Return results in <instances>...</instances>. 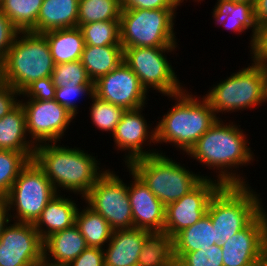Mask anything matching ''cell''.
Wrapping results in <instances>:
<instances>
[{
  "mask_svg": "<svg viewBox=\"0 0 267 266\" xmlns=\"http://www.w3.org/2000/svg\"><path fill=\"white\" fill-rule=\"evenodd\" d=\"M240 126L233 121L228 123L225 120L224 123L222 118L218 119L186 154L203 167L213 170L217 175L215 180L223 186L249 185L247 178L240 171L238 174L237 169L251 165L255 155L249 147L248 136Z\"/></svg>",
  "mask_w": 267,
  "mask_h": 266,
  "instance_id": "1",
  "label": "cell"
},
{
  "mask_svg": "<svg viewBox=\"0 0 267 266\" xmlns=\"http://www.w3.org/2000/svg\"><path fill=\"white\" fill-rule=\"evenodd\" d=\"M60 143L36 146L33 160L44 171L57 193L66 190L67 193L80 195L83 200L106 169L99 167L101 163L93 153L90 155L80 147L69 148Z\"/></svg>",
  "mask_w": 267,
  "mask_h": 266,
  "instance_id": "2",
  "label": "cell"
},
{
  "mask_svg": "<svg viewBox=\"0 0 267 266\" xmlns=\"http://www.w3.org/2000/svg\"><path fill=\"white\" fill-rule=\"evenodd\" d=\"M167 97L176 102L158 123L156 121V144L169 143L184 155L220 119V114L216 115L203 96L187 89Z\"/></svg>",
  "mask_w": 267,
  "mask_h": 266,
  "instance_id": "3",
  "label": "cell"
},
{
  "mask_svg": "<svg viewBox=\"0 0 267 266\" xmlns=\"http://www.w3.org/2000/svg\"><path fill=\"white\" fill-rule=\"evenodd\" d=\"M251 62L226 79L219 80L203 96L216 115L256 109L257 105L267 102L266 64L255 60Z\"/></svg>",
  "mask_w": 267,
  "mask_h": 266,
  "instance_id": "4",
  "label": "cell"
},
{
  "mask_svg": "<svg viewBox=\"0 0 267 266\" xmlns=\"http://www.w3.org/2000/svg\"><path fill=\"white\" fill-rule=\"evenodd\" d=\"M260 193L250 185L222 186L211 198L207 215L216 232V244H222L247 227L263 210Z\"/></svg>",
  "mask_w": 267,
  "mask_h": 266,
  "instance_id": "5",
  "label": "cell"
},
{
  "mask_svg": "<svg viewBox=\"0 0 267 266\" xmlns=\"http://www.w3.org/2000/svg\"><path fill=\"white\" fill-rule=\"evenodd\" d=\"M127 167L165 206L189 193L204 178H212L195 174L180 162L166 156L165 152L137 159Z\"/></svg>",
  "mask_w": 267,
  "mask_h": 266,
  "instance_id": "6",
  "label": "cell"
},
{
  "mask_svg": "<svg viewBox=\"0 0 267 266\" xmlns=\"http://www.w3.org/2000/svg\"><path fill=\"white\" fill-rule=\"evenodd\" d=\"M54 66L46 37L19 31L5 56L6 82L21 93L33 81L51 77Z\"/></svg>",
  "mask_w": 267,
  "mask_h": 266,
  "instance_id": "7",
  "label": "cell"
},
{
  "mask_svg": "<svg viewBox=\"0 0 267 266\" xmlns=\"http://www.w3.org/2000/svg\"><path fill=\"white\" fill-rule=\"evenodd\" d=\"M177 9H122L120 43L130 47L178 46L174 31Z\"/></svg>",
  "mask_w": 267,
  "mask_h": 266,
  "instance_id": "8",
  "label": "cell"
},
{
  "mask_svg": "<svg viewBox=\"0 0 267 266\" xmlns=\"http://www.w3.org/2000/svg\"><path fill=\"white\" fill-rule=\"evenodd\" d=\"M57 194L44 171L34 160H30L5 197L10 220L34 224Z\"/></svg>",
  "mask_w": 267,
  "mask_h": 266,
  "instance_id": "9",
  "label": "cell"
},
{
  "mask_svg": "<svg viewBox=\"0 0 267 266\" xmlns=\"http://www.w3.org/2000/svg\"><path fill=\"white\" fill-rule=\"evenodd\" d=\"M177 48V46L123 48L124 63L138 76L141 85L148 93L150 90H155L162 94L161 96H172L185 89L166 55L174 50L177 51Z\"/></svg>",
  "mask_w": 267,
  "mask_h": 266,
  "instance_id": "10",
  "label": "cell"
},
{
  "mask_svg": "<svg viewBox=\"0 0 267 266\" xmlns=\"http://www.w3.org/2000/svg\"><path fill=\"white\" fill-rule=\"evenodd\" d=\"M84 200L109 223L113 230L133 228L128 184L109 168L97 180Z\"/></svg>",
  "mask_w": 267,
  "mask_h": 266,
  "instance_id": "11",
  "label": "cell"
},
{
  "mask_svg": "<svg viewBox=\"0 0 267 266\" xmlns=\"http://www.w3.org/2000/svg\"><path fill=\"white\" fill-rule=\"evenodd\" d=\"M26 116L27 134L35 146L61 142L70 123L76 119L55 99L42 101L19 99Z\"/></svg>",
  "mask_w": 267,
  "mask_h": 266,
  "instance_id": "12",
  "label": "cell"
},
{
  "mask_svg": "<svg viewBox=\"0 0 267 266\" xmlns=\"http://www.w3.org/2000/svg\"><path fill=\"white\" fill-rule=\"evenodd\" d=\"M12 223L0 236V266H43V240L34 225Z\"/></svg>",
  "mask_w": 267,
  "mask_h": 266,
  "instance_id": "13",
  "label": "cell"
},
{
  "mask_svg": "<svg viewBox=\"0 0 267 266\" xmlns=\"http://www.w3.org/2000/svg\"><path fill=\"white\" fill-rule=\"evenodd\" d=\"M147 95L138 76L124 62L94 82V96L125 110L145 107Z\"/></svg>",
  "mask_w": 267,
  "mask_h": 266,
  "instance_id": "14",
  "label": "cell"
},
{
  "mask_svg": "<svg viewBox=\"0 0 267 266\" xmlns=\"http://www.w3.org/2000/svg\"><path fill=\"white\" fill-rule=\"evenodd\" d=\"M222 186L214 178H204L182 198L166 205L164 231L174 237L198 222L206 215L211 198Z\"/></svg>",
  "mask_w": 267,
  "mask_h": 266,
  "instance_id": "15",
  "label": "cell"
},
{
  "mask_svg": "<svg viewBox=\"0 0 267 266\" xmlns=\"http://www.w3.org/2000/svg\"><path fill=\"white\" fill-rule=\"evenodd\" d=\"M144 108L126 110L122 115L121 121L116 126L115 132L112 134L115 143L114 148L121 151V153L123 151L125 153L123 155L125 160L123 159V161L126 166L137 159L159 152L163 153V151L154 148L143 150L145 148L144 145H150L149 147H151V145L156 144L155 126L152 128V124L147 123L145 115L141 114Z\"/></svg>",
  "mask_w": 267,
  "mask_h": 266,
  "instance_id": "16",
  "label": "cell"
},
{
  "mask_svg": "<svg viewBox=\"0 0 267 266\" xmlns=\"http://www.w3.org/2000/svg\"><path fill=\"white\" fill-rule=\"evenodd\" d=\"M266 211L264 209L247 227L221 244L223 266H254L264 255Z\"/></svg>",
  "mask_w": 267,
  "mask_h": 266,
  "instance_id": "17",
  "label": "cell"
},
{
  "mask_svg": "<svg viewBox=\"0 0 267 266\" xmlns=\"http://www.w3.org/2000/svg\"><path fill=\"white\" fill-rule=\"evenodd\" d=\"M132 181L128 183V196L132 208L133 227L147 231H164L165 205L142 180L127 166Z\"/></svg>",
  "mask_w": 267,
  "mask_h": 266,
  "instance_id": "18",
  "label": "cell"
},
{
  "mask_svg": "<svg viewBox=\"0 0 267 266\" xmlns=\"http://www.w3.org/2000/svg\"><path fill=\"white\" fill-rule=\"evenodd\" d=\"M87 247L75 224L55 232L43 240V266H67Z\"/></svg>",
  "mask_w": 267,
  "mask_h": 266,
  "instance_id": "19",
  "label": "cell"
},
{
  "mask_svg": "<svg viewBox=\"0 0 267 266\" xmlns=\"http://www.w3.org/2000/svg\"><path fill=\"white\" fill-rule=\"evenodd\" d=\"M149 232L135 227L114 230L103 248L104 266H137L145 236Z\"/></svg>",
  "mask_w": 267,
  "mask_h": 266,
  "instance_id": "20",
  "label": "cell"
},
{
  "mask_svg": "<svg viewBox=\"0 0 267 266\" xmlns=\"http://www.w3.org/2000/svg\"><path fill=\"white\" fill-rule=\"evenodd\" d=\"M212 17L216 25H220L231 32L246 33L245 31L251 30L250 51L258 35V27L254 17V5L246 2H234L232 0H217L214 8L212 9Z\"/></svg>",
  "mask_w": 267,
  "mask_h": 266,
  "instance_id": "21",
  "label": "cell"
},
{
  "mask_svg": "<svg viewBox=\"0 0 267 266\" xmlns=\"http://www.w3.org/2000/svg\"><path fill=\"white\" fill-rule=\"evenodd\" d=\"M67 197H65V194L60 195L58 193L48 202L37 221L33 224L42 240L75 224V217L79 207L71 196Z\"/></svg>",
  "mask_w": 267,
  "mask_h": 266,
  "instance_id": "22",
  "label": "cell"
},
{
  "mask_svg": "<svg viewBox=\"0 0 267 266\" xmlns=\"http://www.w3.org/2000/svg\"><path fill=\"white\" fill-rule=\"evenodd\" d=\"M35 149L27 134L25 111L19 102L0 118V150L34 153Z\"/></svg>",
  "mask_w": 267,
  "mask_h": 266,
  "instance_id": "23",
  "label": "cell"
},
{
  "mask_svg": "<svg viewBox=\"0 0 267 266\" xmlns=\"http://www.w3.org/2000/svg\"><path fill=\"white\" fill-rule=\"evenodd\" d=\"M79 0H43L36 33L78 27Z\"/></svg>",
  "mask_w": 267,
  "mask_h": 266,
  "instance_id": "24",
  "label": "cell"
},
{
  "mask_svg": "<svg viewBox=\"0 0 267 266\" xmlns=\"http://www.w3.org/2000/svg\"><path fill=\"white\" fill-rule=\"evenodd\" d=\"M43 35L48 41L55 64L81 60L85 42L79 27L52 30Z\"/></svg>",
  "mask_w": 267,
  "mask_h": 266,
  "instance_id": "25",
  "label": "cell"
},
{
  "mask_svg": "<svg viewBox=\"0 0 267 266\" xmlns=\"http://www.w3.org/2000/svg\"><path fill=\"white\" fill-rule=\"evenodd\" d=\"M81 62L89 78L95 82L124 62V49L122 45H85Z\"/></svg>",
  "mask_w": 267,
  "mask_h": 266,
  "instance_id": "26",
  "label": "cell"
},
{
  "mask_svg": "<svg viewBox=\"0 0 267 266\" xmlns=\"http://www.w3.org/2000/svg\"><path fill=\"white\" fill-rule=\"evenodd\" d=\"M137 266H176L173 237L165 231H151L144 239Z\"/></svg>",
  "mask_w": 267,
  "mask_h": 266,
  "instance_id": "27",
  "label": "cell"
},
{
  "mask_svg": "<svg viewBox=\"0 0 267 266\" xmlns=\"http://www.w3.org/2000/svg\"><path fill=\"white\" fill-rule=\"evenodd\" d=\"M85 205L83 209L78 208L75 225L85 238L87 246L103 249L110 241L114 230L100 214Z\"/></svg>",
  "mask_w": 267,
  "mask_h": 266,
  "instance_id": "28",
  "label": "cell"
},
{
  "mask_svg": "<svg viewBox=\"0 0 267 266\" xmlns=\"http://www.w3.org/2000/svg\"><path fill=\"white\" fill-rule=\"evenodd\" d=\"M216 244V232L206 214L173 237L174 252H192Z\"/></svg>",
  "mask_w": 267,
  "mask_h": 266,
  "instance_id": "29",
  "label": "cell"
},
{
  "mask_svg": "<svg viewBox=\"0 0 267 266\" xmlns=\"http://www.w3.org/2000/svg\"><path fill=\"white\" fill-rule=\"evenodd\" d=\"M43 0H0V9L19 31L36 33Z\"/></svg>",
  "mask_w": 267,
  "mask_h": 266,
  "instance_id": "30",
  "label": "cell"
},
{
  "mask_svg": "<svg viewBox=\"0 0 267 266\" xmlns=\"http://www.w3.org/2000/svg\"><path fill=\"white\" fill-rule=\"evenodd\" d=\"M121 0H79L78 27L98 21L120 20Z\"/></svg>",
  "mask_w": 267,
  "mask_h": 266,
  "instance_id": "31",
  "label": "cell"
},
{
  "mask_svg": "<svg viewBox=\"0 0 267 266\" xmlns=\"http://www.w3.org/2000/svg\"><path fill=\"white\" fill-rule=\"evenodd\" d=\"M33 157L34 153L0 150V197L7 196L21 170Z\"/></svg>",
  "mask_w": 267,
  "mask_h": 266,
  "instance_id": "32",
  "label": "cell"
},
{
  "mask_svg": "<svg viewBox=\"0 0 267 266\" xmlns=\"http://www.w3.org/2000/svg\"><path fill=\"white\" fill-rule=\"evenodd\" d=\"M85 45H121L120 20L98 21L81 25Z\"/></svg>",
  "mask_w": 267,
  "mask_h": 266,
  "instance_id": "33",
  "label": "cell"
},
{
  "mask_svg": "<svg viewBox=\"0 0 267 266\" xmlns=\"http://www.w3.org/2000/svg\"><path fill=\"white\" fill-rule=\"evenodd\" d=\"M92 100L90 111V120L92 124L102 132H115L116 126L122 119L125 109L109 102L98 99L96 96L90 98Z\"/></svg>",
  "mask_w": 267,
  "mask_h": 266,
  "instance_id": "34",
  "label": "cell"
},
{
  "mask_svg": "<svg viewBox=\"0 0 267 266\" xmlns=\"http://www.w3.org/2000/svg\"><path fill=\"white\" fill-rule=\"evenodd\" d=\"M51 78L56 87H66L69 83L75 86H94L81 60L55 64Z\"/></svg>",
  "mask_w": 267,
  "mask_h": 266,
  "instance_id": "35",
  "label": "cell"
},
{
  "mask_svg": "<svg viewBox=\"0 0 267 266\" xmlns=\"http://www.w3.org/2000/svg\"><path fill=\"white\" fill-rule=\"evenodd\" d=\"M174 257L176 266H223L220 244L192 252H174Z\"/></svg>",
  "mask_w": 267,
  "mask_h": 266,
  "instance_id": "36",
  "label": "cell"
},
{
  "mask_svg": "<svg viewBox=\"0 0 267 266\" xmlns=\"http://www.w3.org/2000/svg\"><path fill=\"white\" fill-rule=\"evenodd\" d=\"M87 95L88 99L94 95V86H75V84L69 83L66 87H56L55 89V100L75 117L79 114V107L76 105L77 99L80 96L87 97Z\"/></svg>",
  "mask_w": 267,
  "mask_h": 266,
  "instance_id": "37",
  "label": "cell"
},
{
  "mask_svg": "<svg viewBox=\"0 0 267 266\" xmlns=\"http://www.w3.org/2000/svg\"><path fill=\"white\" fill-rule=\"evenodd\" d=\"M55 89L56 86L53 84L52 78L44 77L39 80L33 81L20 93L19 97H23V99L42 101L54 100Z\"/></svg>",
  "mask_w": 267,
  "mask_h": 266,
  "instance_id": "38",
  "label": "cell"
},
{
  "mask_svg": "<svg viewBox=\"0 0 267 266\" xmlns=\"http://www.w3.org/2000/svg\"><path fill=\"white\" fill-rule=\"evenodd\" d=\"M179 0H121L122 9H178Z\"/></svg>",
  "mask_w": 267,
  "mask_h": 266,
  "instance_id": "39",
  "label": "cell"
},
{
  "mask_svg": "<svg viewBox=\"0 0 267 266\" xmlns=\"http://www.w3.org/2000/svg\"><path fill=\"white\" fill-rule=\"evenodd\" d=\"M19 30L0 9V56L5 58Z\"/></svg>",
  "mask_w": 267,
  "mask_h": 266,
  "instance_id": "40",
  "label": "cell"
},
{
  "mask_svg": "<svg viewBox=\"0 0 267 266\" xmlns=\"http://www.w3.org/2000/svg\"><path fill=\"white\" fill-rule=\"evenodd\" d=\"M67 266H104L103 249L88 246Z\"/></svg>",
  "mask_w": 267,
  "mask_h": 266,
  "instance_id": "41",
  "label": "cell"
},
{
  "mask_svg": "<svg viewBox=\"0 0 267 266\" xmlns=\"http://www.w3.org/2000/svg\"><path fill=\"white\" fill-rule=\"evenodd\" d=\"M250 55L252 60L261 63L267 62V24L258 29V35Z\"/></svg>",
  "mask_w": 267,
  "mask_h": 266,
  "instance_id": "42",
  "label": "cell"
},
{
  "mask_svg": "<svg viewBox=\"0 0 267 266\" xmlns=\"http://www.w3.org/2000/svg\"><path fill=\"white\" fill-rule=\"evenodd\" d=\"M18 96H20V93L9 84L0 88V118L19 103Z\"/></svg>",
  "mask_w": 267,
  "mask_h": 266,
  "instance_id": "43",
  "label": "cell"
},
{
  "mask_svg": "<svg viewBox=\"0 0 267 266\" xmlns=\"http://www.w3.org/2000/svg\"><path fill=\"white\" fill-rule=\"evenodd\" d=\"M254 17L258 29L267 24V0H256L254 5Z\"/></svg>",
  "mask_w": 267,
  "mask_h": 266,
  "instance_id": "44",
  "label": "cell"
},
{
  "mask_svg": "<svg viewBox=\"0 0 267 266\" xmlns=\"http://www.w3.org/2000/svg\"><path fill=\"white\" fill-rule=\"evenodd\" d=\"M10 221L8 206L5 198L0 197V236L5 225Z\"/></svg>",
  "mask_w": 267,
  "mask_h": 266,
  "instance_id": "45",
  "label": "cell"
},
{
  "mask_svg": "<svg viewBox=\"0 0 267 266\" xmlns=\"http://www.w3.org/2000/svg\"><path fill=\"white\" fill-rule=\"evenodd\" d=\"M7 84L5 77V58L0 56V88Z\"/></svg>",
  "mask_w": 267,
  "mask_h": 266,
  "instance_id": "46",
  "label": "cell"
},
{
  "mask_svg": "<svg viewBox=\"0 0 267 266\" xmlns=\"http://www.w3.org/2000/svg\"><path fill=\"white\" fill-rule=\"evenodd\" d=\"M254 266H267V257L263 255Z\"/></svg>",
  "mask_w": 267,
  "mask_h": 266,
  "instance_id": "47",
  "label": "cell"
},
{
  "mask_svg": "<svg viewBox=\"0 0 267 266\" xmlns=\"http://www.w3.org/2000/svg\"><path fill=\"white\" fill-rule=\"evenodd\" d=\"M234 2H246L255 5L256 0H232Z\"/></svg>",
  "mask_w": 267,
  "mask_h": 266,
  "instance_id": "48",
  "label": "cell"
},
{
  "mask_svg": "<svg viewBox=\"0 0 267 266\" xmlns=\"http://www.w3.org/2000/svg\"><path fill=\"white\" fill-rule=\"evenodd\" d=\"M264 255L267 257V237H266L265 243H264Z\"/></svg>",
  "mask_w": 267,
  "mask_h": 266,
  "instance_id": "49",
  "label": "cell"
},
{
  "mask_svg": "<svg viewBox=\"0 0 267 266\" xmlns=\"http://www.w3.org/2000/svg\"><path fill=\"white\" fill-rule=\"evenodd\" d=\"M179 1H180L181 3H183L184 0H179ZM193 1H195V2H199V3H200V2L203 1V0H193Z\"/></svg>",
  "mask_w": 267,
  "mask_h": 266,
  "instance_id": "50",
  "label": "cell"
}]
</instances>
